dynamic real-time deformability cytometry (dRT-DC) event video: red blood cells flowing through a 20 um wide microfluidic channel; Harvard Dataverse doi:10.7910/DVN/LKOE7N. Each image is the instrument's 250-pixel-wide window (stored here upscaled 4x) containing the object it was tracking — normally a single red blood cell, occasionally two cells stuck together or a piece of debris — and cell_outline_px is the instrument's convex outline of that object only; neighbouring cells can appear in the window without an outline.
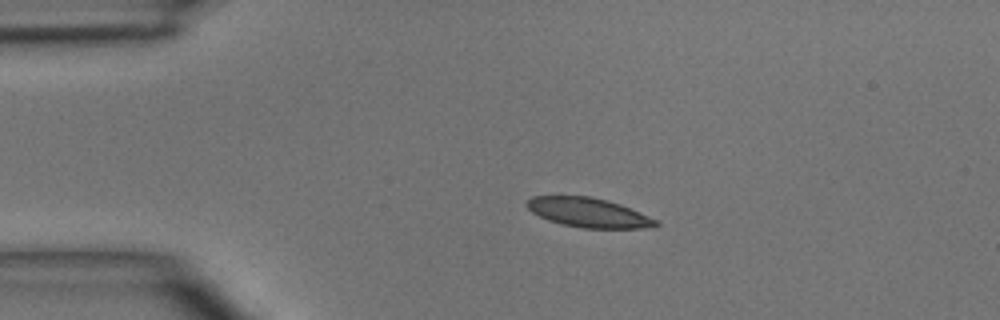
{"species": "common noctule bat (a hibernating species)", "species_latin": "Nyctalus noctula", "temperature_condition": "room temperature", "stored_images_in_passage": 3, "camera_frame_rate_fps": 3000, "um_per_image_px": 0.085, "animal": {"sex": "male", "body_mass_g": 15.6}, "frame": {"image": 1, "passage_image": 2, "time_ms": 1.0, "image_size_px": [1000, 320], "cell_outline_px": [[660, 224], [656, 228], [584, 228], [564, 224], [548, 220], [532, 212], [524, 204], [532, 196], [588, 196], [608, 200], [620, 204], [648, 216], [656, 220]], "centroid_in_image_um": [50.03, 18.07], "position_along_channel_um": 35.0, "area_um2": 21.96}}